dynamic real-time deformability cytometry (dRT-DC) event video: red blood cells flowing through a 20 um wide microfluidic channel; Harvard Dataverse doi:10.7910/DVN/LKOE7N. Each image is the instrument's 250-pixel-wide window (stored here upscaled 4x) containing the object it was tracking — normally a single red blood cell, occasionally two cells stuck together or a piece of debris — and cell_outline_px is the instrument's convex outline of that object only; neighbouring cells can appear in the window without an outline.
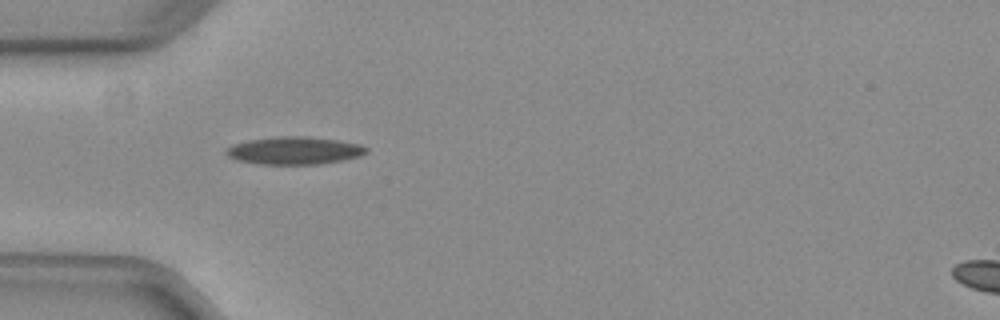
{"species": "common noctule bat (a hibernating species)", "species_latin": "Nyctalus noctula", "temperature_condition": "warm", "stored_images_in_passage": 33, "camera_frame_rate_fps": 3000, "um_per_image_px": 0.085, "animal": {"sex": "female", "body_mass_g": 29.2, "forearm_length_mm": 56.3}, "frame": {"image": 1, "passage_image": 1, "time_ms": 0.0, "image_size_px": [1000, 320], "cell_outline_px": [[368, 152], [360, 156], [344, 160], [320, 164], [260, 164], [236, 160], [228, 156], [224, 152], [232, 144], [248, 140], [276, 136], [308, 136], [336, 140], [360, 144], [368, 148]], "centroid_in_image_um": [25.02, 12.79], "position_along_channel_um": 60.0, "area_um2": 22.72}}
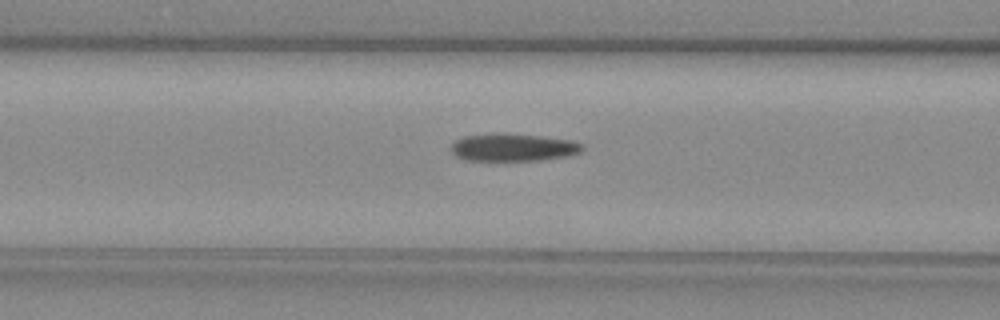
{"frame": {"image": 2, "passage_image": 6, "time_ms": 1.667, "image_size_px": [1000, 320], "cell_outline_px": [[584, 148], [580, 152], [568, 156], [540, 160], [464, 160], [456, 156], [448, 148], [456, 140], [464, 136], [500, 132], [504, 132], [540, 136], [568, 140], [584, 144]], "centroid_in_image_um": [43.58, 12.52], "position_along_channel_um": 123.0, "area_um2": 21.27}}